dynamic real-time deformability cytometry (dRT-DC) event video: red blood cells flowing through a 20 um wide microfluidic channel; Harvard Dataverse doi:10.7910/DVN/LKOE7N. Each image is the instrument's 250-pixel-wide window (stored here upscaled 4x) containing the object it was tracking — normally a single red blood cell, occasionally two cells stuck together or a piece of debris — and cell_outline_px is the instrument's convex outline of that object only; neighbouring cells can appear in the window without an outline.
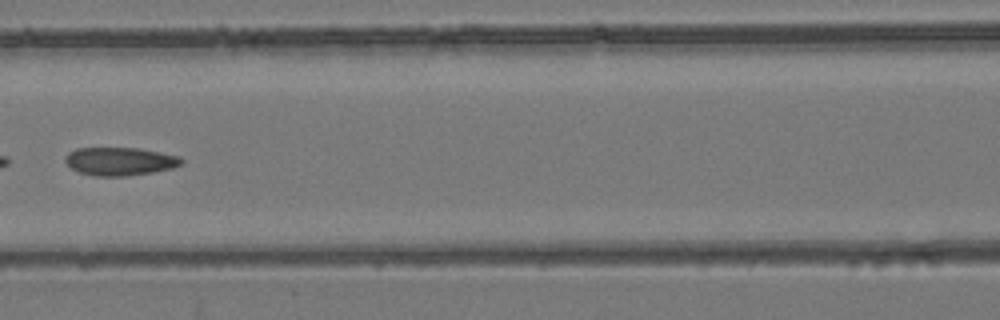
{"species": "common noctule bat (a hibernating species)", "species_latin": "Nyctalus noctula", "temperature_condition": "room temperature", "stored_images_in_passage": 6, "camera_frame_rate_fps": 3000, "um_per_image_px": 0.085, "animal": {"sex": "female", "body_mass_g": 24.6, "forearm_length_mm": 56.2}, "frame": {"image": 1, "passage_image": 5, "time_ms": 1.333, "image_size_px": [1000, 320], "cell_outline_px": [[184, 160], [180, 164], [172, 168], [152, 172], [124, 176], [92, 176], [80, 172], [72, 168], [64, 160], [64, 156], [68, 152], [76, 148], [140, 148], [180, 156]], "centroid_in_image_um": [10.17, 13.7], "position_along_channel_um": 156.4, "area_um2": 19.07}}
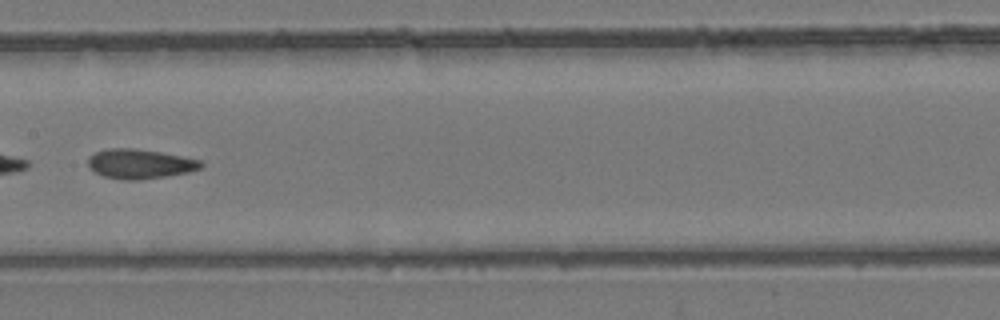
{"frame": {"image": 2, "passage_image": 6, "time_ms": 1.667, "image_size_px": [1000, 320], "cell_outline_px": [[204, 164], [200, 168], [188, 172], [140, 180], [124, 180], [104, 176], [96, 172], [88, 164], [88, 156], [96, 152], [108, 148], [136, 148], [160, 152], [200, 160]], "centroid_in_image_um": [11.88, 13.92], "position_along_channel_um": 195.5, "area_um2": 19.25}}